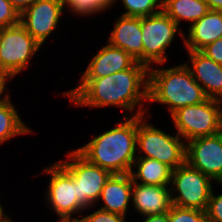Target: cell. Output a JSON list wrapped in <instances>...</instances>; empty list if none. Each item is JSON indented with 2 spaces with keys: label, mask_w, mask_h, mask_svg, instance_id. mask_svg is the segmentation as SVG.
<instances>
[{
  "label": "cell",
  "mask_w": 222,
  "mask_h": 222,
  "mask_svg": "<svg viewBox=\"0 0 222 222\" xmlns=\"http://www.w3.org/2000/svg\"><path fill=\"white\" fill-rule=\"evenodd\" d=\"M126 12L121 15L146 17L162 10V0H121Z\"/></svg>",
  "instance_id": "22"
},
{
  "label": "cell",
  "mask_w": 222,
  "mask_h": 222,
  "mask_svg": "<svg viewBox=\"0 0 222 222\" xmlns=\"http://www.w3.org/2000/svg\"><path fill=\"white\" fill-rule=\"evenodd\" d=\"M0 222H13L12 219L5 213L0 217Z\"/></svg>",
  "instance_id": "34"
},
{
  "label": "cell",
  "mask_w": 222,
  "mask_h": 222,
  "mask_svg": "<svg viewBox=\"0 0 222 222\" xmlns=\"http://www.w3.org/2000/svg\"><path fill=\"white\" fill-rule=\"evenodd\" d=\"M32 132L21 120L10 97L0 100V144L14 136Z\"/></svg>",
  "instance_id": "21"
},
{
  "label": "cell",
  "mask_w": 222,
  "mask_h": 222,
  "mask_svg": "<svg viewBox=\"0 0 222 222\" xmlns=\"http://www.w3.org/2000/svg\"><path fill=\"white\" fill-rule=\"evenodd\" d=\"M221 104L220 100L207 98L200 104L177 109L170 116L177 134L186 142L220 133L222 131Z\"/></svg>",
  "instance_id": "5"
},
{
  "label": "cell",
  "mask_w": 222,
  "mask_h": 222,
  "mask_svg": "<svg viewBox=\"0 0 222 222\" xmlns=\"http://www.w3.org/2000/svg\"><path fill=\"white\" fill-rule=\"evenodd\" d=\"M185 162L222 184V131L188 141Z\"/></svg>",
  "instance_id": "11"
},
{
  "label": "cell",
  "mask_w": 222,
  "mask_h": 222,
  "mask_svg": "<svg viewBox=\"0 0 222 222\" xmlns=\"http://www.w3.org/2000/svg\"><path fill=\"white\" fill-rule=\"evenodd\" d=\"M49 174L50 182L46 199L60 219L78 213L82 216L86 209L78 202L76 181L72 175L58 162L43 170ZM82 212V213H80Z\"/></svg>",
  "instance_id": "10"
},
{
  "label": "cell",
  "mask_w": 222,
  "mask_h": 222,
  "mask_svg": "<svg viewBox=\"0 0 222 222\" xmlns=\"http://www.w3.org/2000/svg\"><path fill=\"white\" fill-rule=\"evenodd\" d=\"M64 6H68L73 13L77 15L87 16L106 11L115 0H65ZM107 8V9H106ZM100 11V12H99Z\"/></svg>",
  "instance_id": "23"
},
{
  "label": "cell",
  "mask_w": 222,
  "mask_h": 222,
  "mask_svg": "<svg viewBox=\"0 0 222 222\" xmlns=\"http://www.w3.org/2000/svg\"><path fill=\"white\" fill-rule=\"evenodd\" d=\"M209 7V10H216L222 12V0H204Z\"/></svg>",
  "instance_id": "32"
},
{
  "label": "cell",
  "mask_w": 222,
  "mask_h": 222,
  "mask_svg": "<svg viewBox=\"0 0 222 222\" xmlns=\"http://www.w3.org/2000/svg\"><path fill=\"white\" fill-rule=\"evenodd\" d=\"M144 115H137V142L136 148L139 153L145 155L137 157H146L158 160L166 164L172 170L181 166L185 162L186 144L177 133L176 136L167 134L146 123ZM181 139V140H180Z\"/></svg>",
  "instance_id": "4"
},
{
  "label": "cell",
  "mask_w": 222,
  "mask_h": 222,
  "mask_svg": "<svg viewBox=\"0 0 222 222\" xmlns=\"http://www.w3.org/2000/svg\"><path fill=\"white\" fill-rule=\"evenodd\" d=\"M68 160H61L59 163L76 181L78 202L88 209L99 201L103 187L112 174L108 170L90 163L77 150L68 153Z\"/></svg>",
  "instance_id": "9"
},
{
  "label": "cell",
  "mask_w": 222,
  "mask_h": 222,
  "mask_svg": "<svg viewBox=\"0 0 222 222\" xmlns=\"http://www.w3.org/2000/svg\"><path fill=\"white\" fill-rule=\"evenodd\" d=\"M136 63L130 54L107 43L92 58L81 78L105 77L132 68Z\"/></svg>",
  "instance_id": "15"
},
{
  "label": "cell",
  "mask_w": 222,
  "mask_h": 222,
  "mask_svg": "<svg viewBox=\"0 0 222 222\" xmlns=\"http://www.w3.org/2000/svg\"><path fill=\"white\" fill-rule=\"evenodd\" d=\"M11 79L13 78L0 68V100H4L10 97V94L3 95L2 93H4L6 89H8V87H6V84ZM1 96H3V98Z\"/></svg>",
  "instance_id": "29"
},
{
  "label": "cell",
  "mask_w": 222,
  "mask_h": 222,
  "mask_svg": "<svg viewBox=\"0 0 222 222\" xmlns=\"http://www.w3.org/2000/svg\"><path fill=\"white\" fill-rule=\"evenodd\" d=\"M64 8L61 0H36L20 13V24L40 45H43L56 30L64 14Z\"/></svg>",
  "instance_id": "12"
},
{
  "label": "cell",
  "mask_w": 222,
  "mask_h": 222,
  "mask_svg": "<svg viewBox=\"0 0 222 222\" xmlns=\"http://www.w3.org/2000/svg\"><path fill=\"white\" fill-rule=\"evenodd\" d=\"M169 222H209L206 211L172 205L168 211Z\"/></svg>",
  "instance_id": "24"
},
{
  "label": "cell",
  "mask_w": 222,
  "mask_h": 222,
  "mask_svg": "<svg viewBox=\"0 0 222 222\" xmlns=\"http://www.w3.org/2000/svg\"><path fill=\"white\" fill-rule=\"evenodd\" d=\"M188 37L183 38L187 51H201L208 44L222 37V12L209 10L189 26Z\"/></svg>",
  "instance_id": "17"
},
{
  "label": "cell",
  "mask_w": 222,
  "mask_h": 222,
  "mask_svg": "<svg viewBox=\"0 0 222 222\" xmlns=\"http://www.w3.org/2000/svg\"><path fill=\"white\" fill-rule=\"evenodd\" d=\"M162 10L179 26L181 20L192 25L209 11V7L204 0H162Z\"/></svg>",
  "instance_id": "20"
},
{
  "label": "cell",
  "mask_w": 222,
  "mask_h": 222,
  "mask_svg": "<svg viewBox=\"0 0 222 222\" xmlns=\"http://www.w3.org/2000/svg\"><path fill=\"white\" fill-rule=\"evenodd\" d=\"M149 68L137 62L132 68L115 72L101 78H81L80 85L64 92L75 106L106 107L119 106L131 113L139 106L135 115L146 114L144 102L148 100Z\"/></svg>",
  "instance_id": "1"
},
{
  "label": "cell",
  "mask_w": 222,
  "mask_h": 222,
  "mask_svg": "<svg viewBox=\"0 0 222 222\" xmlns=\"http://www.w3.org/2000/svg\"><path fill=\"white\" fill-rule=\"evenodd\" d=\"M88 222H127L125 216L98 209L86 215Z\"/></svg>",
  "instance_id": "27"
},
{
  "label": "cell",
  "mask_w": 222,
  "mask_h": 222,
  "mask_svg": "<svg viewBox=\"0 0 222 222\" xmlns=\"http://www.w3.org/2000/svg\"><path fill=\"white\" fill-rule=\"evenodd\" d=\"M40 47L20 23L0 28V68L13 78L29 66Z\"/></svg>",
  "instance_id": "7"
},
{
  "label": "cell",
  "mask_w": 222,
  "mask_h": 222,
  "mask_svg": "<svg viewBox=\"0 0 222 222\" xmlns=\"http://www.w3.org/2000/svg\"><path fill=\"white\" fill-rule=\"evenodd\" d=\"M131 199L141 216L168 212L173 205L170 186L143 185L133 180Z\"/></svg>",
  "instance_id": "16"
},
{
  "label": "cell",
  "mask_w": 222,
  "mask_h": 222,
  "mask_svg": "<svg viewBox=\"0 0 222 222\" xmlns=\"http://www.w3.org/2000/svg\"><path fill=\"white\" fill-rule=\"evenodd\" d=\"M116 123L115 127L94 136L76 150L90 163L108 170L111 174H128L136 156L137 115Z\"/></svg>",
  "instance_id": "2"
},
{
  "label": "cell",
  "mask_w": 222,
  "mask_h": 222,
  "mask_svg": "<svg viewBox=\"0 0 222 222\" xmlns=\"http://www.w3.org/2000/svg\"><path fill=\"white\" fill-rule=\"evenodd\" d=\"M3 211H4V210H3V207H2L1 204H0V217L4 214Z\"/></svg>",
  "instance_id": "35"
},
{
  "label": "cell",
  "mask_w": 222,
  "mask_h": 222,
  "mask_svg": "<svg viewBox=\"0 0 222 222\" xmlns=\"http://www.w3.org/2000/svg\"><path fill=\"white\" fill-rule=\"evenodd\" d=\"M143 217H145L143 222H169L168 212L162 214L145 215Z\"/></svg>",
  "instance_id": "31"
},
{
  "label": "cell",
  "mask_w": 222,
  "mask_h": 222,
  "mask_svg": "<svg viewBox=\"0 0 222 222\" xmlns=\"http://www.w3.org/2000/svg\"><path fill=\"white\" fill-rule=\"evenodd\" d=\"M177 31L182 38L186 36L163 10L150 16L141 17L143 64L148 68L151 63L164 64L167 61V56L164 53L172 43Z\"/></svg>",
  "instance_id": "8"
},
{
  "label": "cell",
  "mask_w": 222,
  "mask_h": 222,
  "mask_svg": "<svg viewBox=\"0 0 222 222\" xmlns=\"http://www.w3.org/2000/svg\"><path fill=\"white\" fill-rule=\"evenodd\" d=\"M211 181L213 180L210 177L184 162L171 173L172 204L206 211L213 190Z\"/></svg>",
  "instance_id": "6"
},
{
  "label": "cell",
  "mask_w": 222,
  "mask_h": 222,
  "mask_svg": "<svg viewBox=\"0 0 222 222\" xmlns=\"http://www.w3.org/2000/svg\"><path fill=\"white\" fill-rule=\"evenodd\" d=\"M191 67L184 63L190 70L194 80L202 87L207 98L222 101V65L208 58L201 51H188Z\"/></svg>",
  "instance_id": "13"
},
{
  "label": "cell",
  "mask_w": 222,
  "mask_h": 222,
  "mask_svg": "<svg viewBox=\"0 0 222 222\" xmlns=\"http://www.w3.org/2000/svg\"><path fill=\"white\" fill-rule=\"evenodd\" d=\"M36 0H9L11 5L20 13L30 7Z\"/></svg>",
  "instance_id": "30"
},
{
  "label": "cell",
  "mask_w": 222,
  "mask_h": 222,
  "mask_svg": "<svg viewBox=\"0 0 222 222\" xmlns=\"http://www.w3.org/2000/svg\"><path fill=\"white\" fill-rule=\"evenodd\" d=\"M133 167L137 171H133ZM172 169L164 163L146 157H137L130 175L134 182L143 185L168 186L171 183ZM140 180V182H138Z\"/></svg>",
  "instance_id": "19"
},
{
  "label": "cell",
  "mask_w": 222,
  "mask_h": 222,
  "mask_svg": "<svg viewBox=\"0 0 222 222\" xmlns=\"http://www.w3.org/2000/svg\"><path fill=\"white\" fill-rule=\"evenodd\" d=\"M206 99L185 64L164 69L149 67L148 101L167 105L170 115L181 107L197 105Z\"/></svg>",
  "instance_id": "3"
},
{
  "label": "cell",
  "mask_w": 222,
  "mask_h": 222,
  "mask_svg": "<svg viewBox=\"0 0 222 222\" xmlns=\"http://www.w3.org/2000/svg\"><path fill=\"white\" fill-rule=\"evenodd\" d=\"M201 52L216 63L222 65V37L208 44Z\"/></svg>",
  "instance_id": "28"
},
{
  "label": "cell",
  "mask_w": 222,
  "mask_h": 222,
  "mask_svg": "<svg viewBox=\"0 0 222 222\" xmlns=\"http://www.w3.org/2000/svg\"><path fill=\"white\" fill-rule=\"evenodd\" d=\"M213 193L212 190L206 209L207 218L209 222H222V193L218 196Z\"/></svg>",
  "instance_id": "26"
},
{
  "label": "cell",
  "mask_w": 222,
  "mask_h": 222,
  "mask_svg": "<svg viewBox=\"0 0 222 222\" xmlns=\"http://www.w3.org/2000/svg\"><path fill=\"white\" fill-rule=\"evenodd\" d=\"M62 222H88L86 216L82 217V218H78V217H71V216H67L64 217L62 219H60Z\"/></svg>",
  "instance_id": "33"
},
{
  "label": "cell",
  "mask_w": 222,
  "mask_h": 222,
  "mask_svg": "<svg viewBox=\"0 0 222 222\" xmlns=\"http://www.w3.org/2000/svg\"><path fill=\"white\" fill-rule=\"evenodd\" d=\"M132 196V177L128 174H112L106 181L100 199L104 211L117 213L126 217L129 201Z\"/></svg>",
  "instance_id": "18"
},
{
  "label": "cell",
  "mask_w": 222,
  "mask_h": 222,
  "mask_svg": "<svg viewBox=\"0 0 222 222\" xmlns=\"http://www.w3.org/2000/svg\"><path fill=\"white\" fill-rule=\"evenodd\" d=\"M20 23V12L9 0H0V28L14 26Z\"/></svg>",
  "instance_id": "25"
},
{
  "label": "cell",
  "mask_w": 222,
  "mask_h": 222,
  "mask_svg": "<svg viewBox=\"0 0 222 222\" xmlns=\"http://www.w3.org/2000/svg\"><path fill=\"white\" fill-rule=\"evenodd\" d=\"M114 27L108 43L114 47L121 48L137 62L143 64L141 17L121 15L116 20Z\"/></svg>",
  "instance_id": "14"
}]
</instances>
